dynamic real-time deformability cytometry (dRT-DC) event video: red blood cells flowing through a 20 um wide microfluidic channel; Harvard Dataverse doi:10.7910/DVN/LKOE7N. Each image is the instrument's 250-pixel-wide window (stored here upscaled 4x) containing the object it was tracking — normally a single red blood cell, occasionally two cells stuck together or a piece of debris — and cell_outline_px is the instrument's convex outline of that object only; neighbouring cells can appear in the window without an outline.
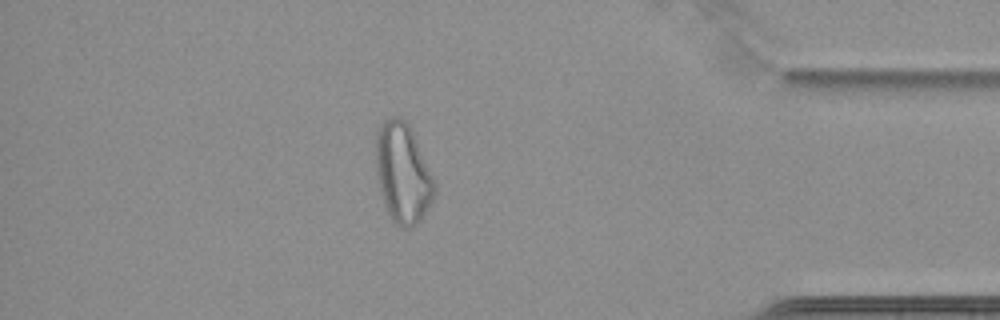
{"species": "common noctule bat (a hibernating species)", "species_latin": "Nyctalus noctula", "temperature_condition": "cold", "stored_images_in_passage": 49, "camera_frame_rate_fps": 3000, "um_per_image_px": 0.085, "animal": {"sex": "female", "body_mass_g": 22.7, "forearm_length_mm": 54.2}, "frame": {"image": 1, "passage_image": 42, "time_ms": 13.667, "image_size_px": [1000, 320], "cell_outline_px": [[436, 192], [428, 208], [420, 220], [416, 224], [408, 228], [400, 228], [388, 216], [380, 192], [376, 168], [376, 132], [380, 124], [384, 120], [392, 116], [400, 116], [408, 124], [416, 140], [436, 184]], "centroid_in_image_um": [34.22, 14.73], "position_along_channel_um": 401.0, "area_um2": 34.1}, "authors_computed_cell_mechanics": {"area_um2": 29.9982, "velocity_mm_per_s": 3.4665, "shape_relaxation_time_tau1_ms": null, "shape_relaxation_time_tau2_ms": 2.34, "deformation_change_tau1": null, "deformation_change_tau2": 0.1065}}